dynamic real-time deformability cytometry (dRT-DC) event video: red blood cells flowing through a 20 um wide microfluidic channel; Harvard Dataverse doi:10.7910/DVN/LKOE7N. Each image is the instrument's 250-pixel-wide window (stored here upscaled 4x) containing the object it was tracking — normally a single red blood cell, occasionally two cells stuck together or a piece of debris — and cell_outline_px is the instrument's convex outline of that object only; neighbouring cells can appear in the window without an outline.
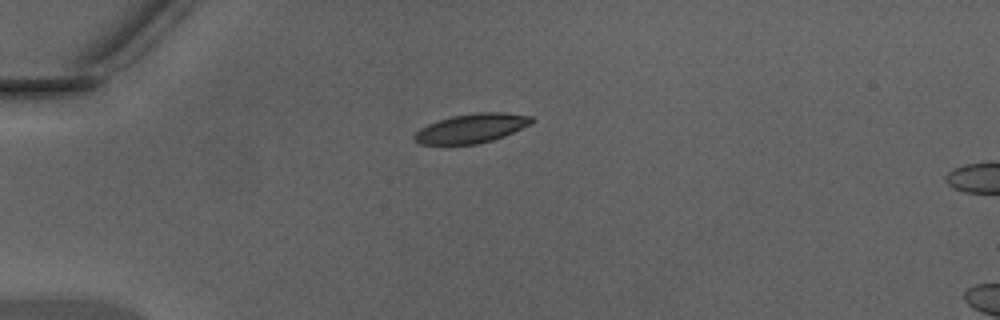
{"species": "Egyptian fruit bat (a non-hibernating species)", "species_latin": "Rousettus aegyptiacus", "temperature_condition": "warm", "stored_images_in_passage": 6, "camera_frame_rate_fps": 3000, "um_per_image_px": 0.085, "animal": {"sex": "male"}, "frame": {"image": 1, "passage_image": 1, "time_ms": 0.0, "image_size_px": [1000, 320], "cell_outline_px": [[536, 120], [532, 124], [504, 136], [492, 140], [476, 144], [420, 144], [412, 140], [412, 136], [420, 128], [428, 124], [452, 116], [476, 112], [504, 112], [532, 116]], "centroid_in_image_um": [40.1, 10.9], "position_along_channel_um": 44.9, "area_um2": 20.06}}